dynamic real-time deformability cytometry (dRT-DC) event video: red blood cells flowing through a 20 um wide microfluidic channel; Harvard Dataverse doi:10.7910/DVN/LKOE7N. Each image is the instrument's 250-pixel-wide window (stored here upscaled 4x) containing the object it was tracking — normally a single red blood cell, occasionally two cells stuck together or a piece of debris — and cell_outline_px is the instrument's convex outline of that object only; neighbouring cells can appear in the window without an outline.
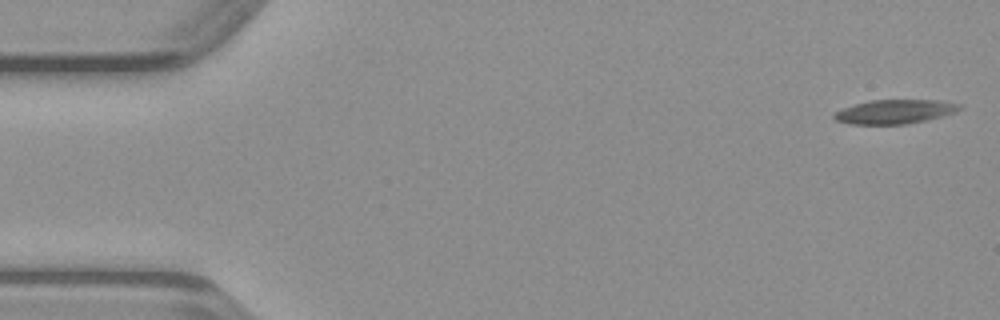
{"species": "common noctule bat (a hibernating species)", "species_latin": "Nyctalus noctula", "temperature_condition": "warm", "stored_images_in_passage": 49, "camera_frame_rate_fps": 3000, "um_per_image_px": 0.085, "animal": {"sex": "male", "body_mass_g": 23.1, "forearm_length_mm": 52.7}, "frame": {"image": 1, "passage_image": 1, "time_ms": 0.0, "image_size_px": [1000, 320], "cell_outline_px": [[964, 104], [956, 112], [924, 120], [904, 124], [848, 124], [836, 120], [832, 116], [836, 112], [844, 108], [856, 104], [872, 100], [940, 100]], "centroid_in_image_um": [76.08, 9.48], "position_along_channel_um": 8.9, "area_um2": 17.4}}
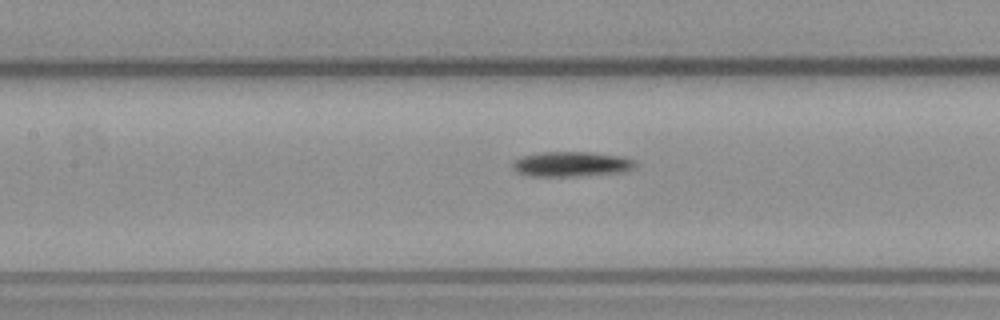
{"frame": {"image": 2, "passage_image": 21, "time_ms": 6.667, "image_size_px": [1000, 320], "cell_outline_px": [[636, 168], [628, 172], [580, 176], [528, 176], [516, 172], [512, 168], [512, 160], [520, 156], [536, 152], [588, 152], [624, 156], [636, 160]], "centroid_in_image_um": [48.59, 13.95], "position_along_channel_um": 158.8, "area_um2": 18.5}}
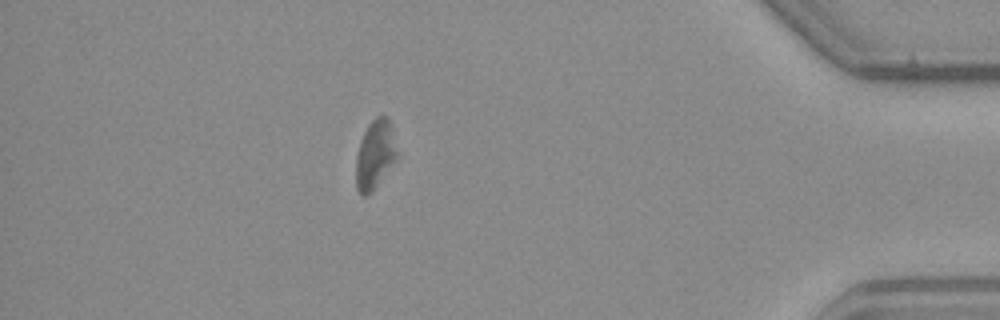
{"frame": {"image": 3, "passage_image": 42, "time_ms": 13.667, "image_size_px": [1000, 320], "cell_outline_px": [[396, 160], [372, 192], [364, 196], [356, 188], [356, 156], [360, 140], [368, 124], [376, 116], [388, 116], [396, 152]], "centroid_in_image_um": [31.84, 13.15], "position_along_channel_um": 403.4, "area_um2": 16.18}}